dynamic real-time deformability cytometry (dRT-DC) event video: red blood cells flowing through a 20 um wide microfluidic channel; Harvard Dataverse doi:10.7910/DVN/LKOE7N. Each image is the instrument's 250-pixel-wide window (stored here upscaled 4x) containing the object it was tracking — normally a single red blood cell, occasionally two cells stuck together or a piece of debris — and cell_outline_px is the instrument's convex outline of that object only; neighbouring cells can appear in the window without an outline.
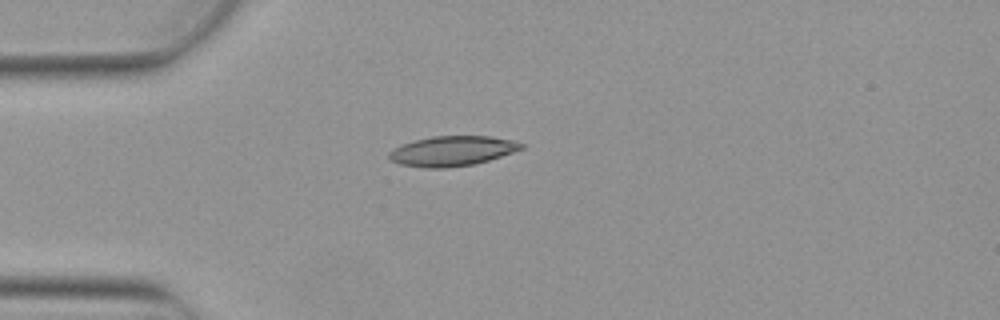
{"species": "Egyptian fruit bat (a non-hibernating species)", "species_latin": "Rousettus aegyptiacus", "temperature_condition": "warm", "stored_images_in_passage": 4, "camera_frame_rate_fps": 3000, "um_per_image_px": 0.085, "animal": {"sex": "female"}, "frame": {"image": 1, "passage_image": 3, "time_ms": 0.667, "image_size_px": [1000, 320], "cell_outline_px": [[524, 148], [488, 160], [472, 164], [448, 168], [424, 168], [400, 164], [392, 160], [388, 156], [388, 152], [392, 148], [400, 144], [432, 136], [492, 136], [512, 140], [524, 144]], "centroid_in_image_um": [38.4, 12.83], "position_along_channel_um": 46.6, "area_um2": 23.06}}